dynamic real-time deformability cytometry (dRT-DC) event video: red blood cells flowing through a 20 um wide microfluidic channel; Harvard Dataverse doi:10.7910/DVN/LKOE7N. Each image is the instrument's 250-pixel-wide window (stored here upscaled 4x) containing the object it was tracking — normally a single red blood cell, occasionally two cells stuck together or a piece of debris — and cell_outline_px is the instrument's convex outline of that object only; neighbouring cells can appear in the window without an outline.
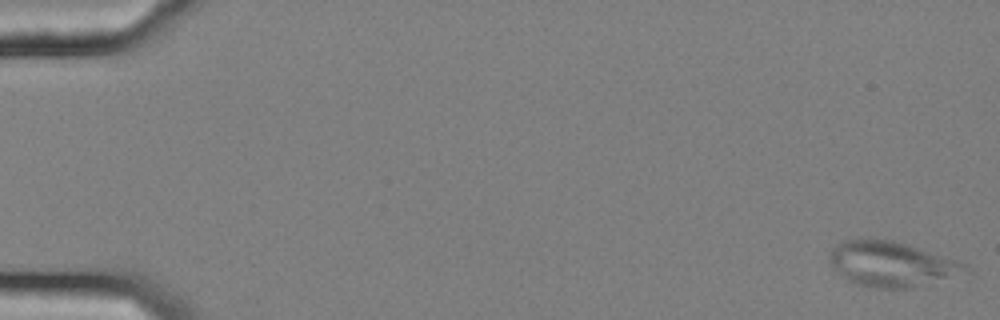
{"species": "common noctule bat (a hibernating species)", "species_latin": "Nyctalus noctula", "temperature_condition": "cold", "stored_images_in_passage": 56, "camera_frame_rate_fps": 3000, "um_per_image_px": 0.085, "animal": {"sex": "female", "body_mass_g": 25.1}, "frame": {"image": 1, "passage_image": 1, "time_ms": 0.0, "image_size_px": [1000, 320], "cell_outline_px": [[972, 268], [908, 288], [876, 288], [856, 284], [848, 280], [828, 260], [828, 256], [832, 248], [836, 244], [844, 240], [892, 240], [956, 260]], "centroid_in_image_um": [75.66, 22.43], "position_along_channel_um": 9.3, "area_um2": 34.04}}
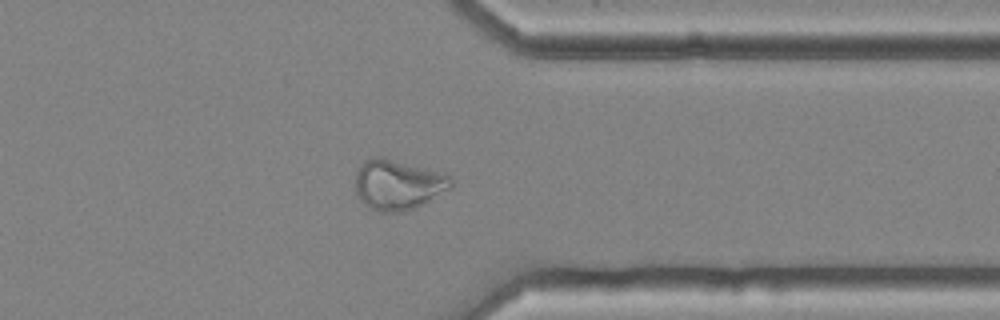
{"frame": {"image": 2, "passage_image": 45, "time_ms": 14.667, "image_size_px": [1000, 320], "cell_outline_px": [[456, 180], [452, 188], [416, 208], [404, 212], [380, 212], [368, 208], [356, 196], [356, 172], [360, 164], [364, 160], [376, 156], [380, 156], [444, 172], [452, 176]], "centroid_in_image_um": [33.87, 15.7], "position_along_channel_um": 377.5, "area_um2": 28.73}}
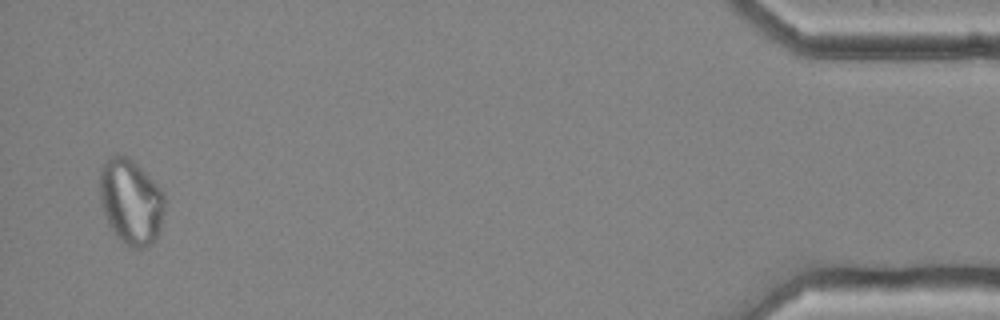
{"frame": {"image": 3, "passage_image": 55, "time_ms": 18.0, "image_size_px": [1000, 320], "cell_outline_px": [[164, 208], [160, 232], [156, 240], [152, 244], [144, 248], [132, 248], [120, 240], [116, 236], [108, 224], [100, 200], [100, 168], [112, 152], [116, 152], [128, 156], [164, 192]], "centroid_in_image_um": [11.12, 17.13], "position_along_channel_um": 424.1, "area_um2": 32.6}, "authors_computed_cell_mechanics": {"area_um2": 28.6688, "velocity_mm_per_s": 3.6097, "shape_relaxation_time_tau1_ms": null, "shape_relaxation_time_tau2_ms": 3.4189, "deformation_change_tau1": null, "deformation_change_tau2": 0.0767}}